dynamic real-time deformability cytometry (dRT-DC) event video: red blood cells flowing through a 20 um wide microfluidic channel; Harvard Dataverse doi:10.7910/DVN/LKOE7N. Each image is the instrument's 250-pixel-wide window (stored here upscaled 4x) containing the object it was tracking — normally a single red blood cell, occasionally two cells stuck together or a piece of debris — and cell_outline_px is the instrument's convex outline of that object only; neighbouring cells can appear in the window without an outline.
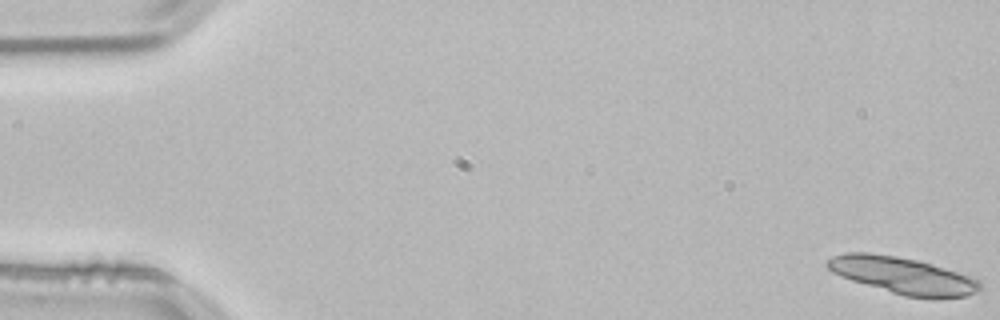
{"species": "common noctule bat (a hibernating species)", "species_latin": "Nyctalus noctula", "temperature_condition": "room temperature", "stored_images_in_passage": 17, "camera_frame_rate_fps": 3000, "um_per_image_px": 0.085, "animal": {"sex": "male", "body_mass_g": 21.5, "forearm_length_mm": 52.0}, "frame": {"image": 1, "passage_image": 1, "time_ms": 0.0, "image_size_px": [1000, 320], "cell_outline_px": [[980, 288], [976, 292], [968, 296], [936, 300], [932, 300], [904, 296], [852, 280], [840, 276], [832, 272], [824, 264], [824, 260], [832, 256], [844, 252], [868, 252], [896, 256], [920, 260], [972, 276], [980, 280]], "centroid_in_image_um": [76.76, 23.42], "position_along_channel_um": 8.2, "area_um2": 33.35}}